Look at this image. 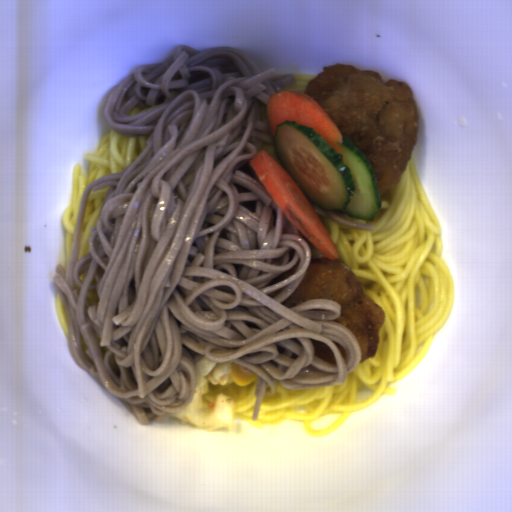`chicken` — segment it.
Wrapping results in <instances>:
<instances>
[{
    "label": "chicken",
    "mask_w": 512,
    "mask_h": 512,
    "mask_svg": "<svg viewBox=\"0 0 512 512\" xmlns=\"http://www.w3.org/2000/svg\"><path fill=\"white\" fill-rule=\"evenodd\" d=\"M371 163L380 193L396 186L417 147L420 117L408 83L334 63L304 88Z\"/></svg>",
    "instance_id": "obj_1"
},
{
    "label": "chicken",
    "mask_w": 512,
    "mask_h": 512,
    "mask_svg": "<svg viewBox=\"0 0 512 512\" xmlns=\"http://www.w3.org/2000/svg\"><path fill=\"white\" fill-rule=\"evenodd\" d=\"M311 299L333 300L341 307L338 322L356 337L362 363L374 357L380 342L379 331L387 316L364 288L350 265L341 259L324 256L310 259L306 274L295 290L281 305L289 309Z\"/></svg>",
    "instance_id": "obj_2"
},
{
    "label": "chicken",
    "mask_w": 512,
    "mask_h": 512,
    "mask_svg": "<svg viewBox=\"0 0 512 512\" xmlns=\"http://www.w3.org/2000/svg\"><path fill=\"white\" fill-rule=\"evenodd\" d=\"M314 346V355L322 361L337 365L336 354L333 349L325 342L317 339H310Z\"/></svg>",
    "instance_id": "obj_3"
}]
</instances>
